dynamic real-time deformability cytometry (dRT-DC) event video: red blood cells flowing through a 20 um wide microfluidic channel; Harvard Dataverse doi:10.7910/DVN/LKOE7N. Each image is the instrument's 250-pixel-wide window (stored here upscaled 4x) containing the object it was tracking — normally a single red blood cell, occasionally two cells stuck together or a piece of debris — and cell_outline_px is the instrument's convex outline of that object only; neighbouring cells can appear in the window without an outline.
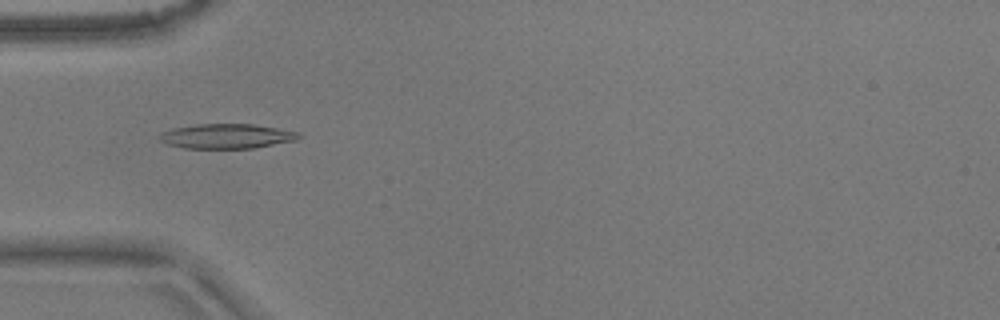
{"species": "common noctule bat (a hibernating species)", "species_latin": "Nyctalus noctula", "temperature_condition": "warm", "stored_images_in_passage": 49, "camera_frame_rate_fps": 3000, "um_per_image_px": 0.085, "animal": {"sex": "male", "body_mass_g": 17.9}, "frame": {"image": 1, "passage_image": 12, "time_ms": 3.667, "image_size_px": [1000, 320], "cell_outline_px": [[304, 136], [296, 140], [256, 148], [184, 148], [168, 144], [160, 140], [160, 136], [164, 132], [172, 128], [196, 124], [252, 124], [300, 132]], "centroid_in_image_um": [19.33, 11.57], "position_along_channel_um": 65.7, "area_um2": 20.0}}
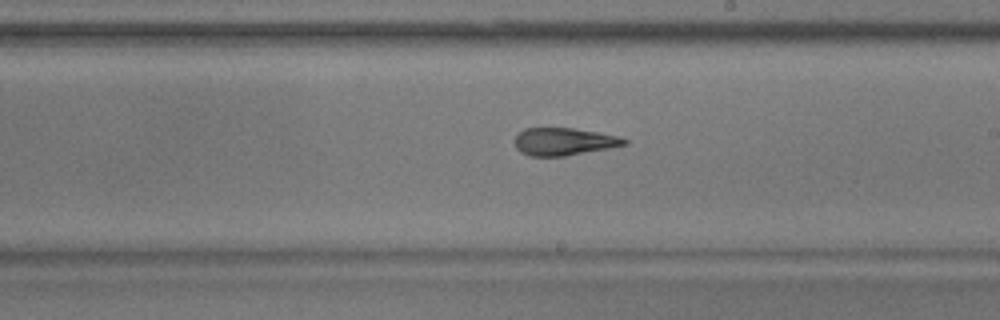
{"frame": {"image": 2, "passage_image": 26, "time_ms": 8.333, "image_size_px": [1000, 320], "cell_outline_px": [[628, 144], [612, 148], [564, 156], [528, 156], [520, 152], [516, 148], [516, 132], [524, 128], [572, 128], [620, 136], [628, 140]], "centroid_in_image_um": [47.94, 12.04], "position_along_channel_um": 241.1, "area_um2": 17.74}}
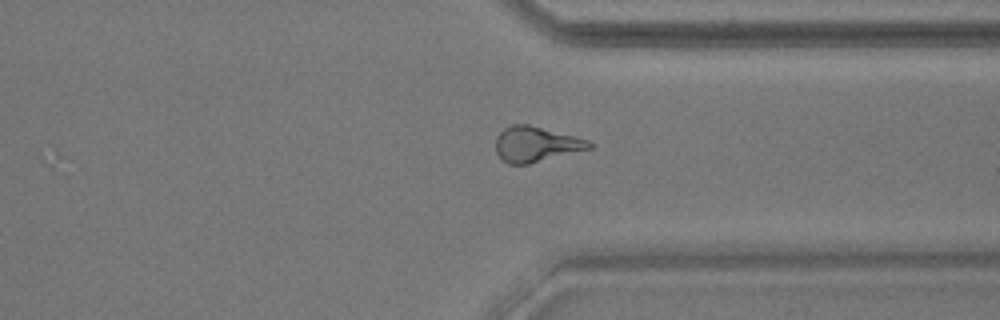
{"frame": {"image": 3, "passage_image": 36, "time_ms": 11.667, "image_size_px": [1000, 320], "cell_outline_px": [[592, 148], [528, 164], [508, 164], [496, 152], [496, 136], [504, 128], [512, 124], [528, 124], [576, 136], [588, 140], [592, 144]], "centroid_in_image_um": [45.55, 12.25], "position_along_channel_um": 365.8, "area_um2": 19.13}, "authors_computed_cell_mechanics": {"area_um2": 18.9006, "velocity_mm_per_s": 3.753, "shape_relaxation_time_tau1_ms": null, "shape_relaxation_time_tau2_ms": 3.1994, "deformation_change_tau1": null, "deformation_change_tau2": 0.141}}